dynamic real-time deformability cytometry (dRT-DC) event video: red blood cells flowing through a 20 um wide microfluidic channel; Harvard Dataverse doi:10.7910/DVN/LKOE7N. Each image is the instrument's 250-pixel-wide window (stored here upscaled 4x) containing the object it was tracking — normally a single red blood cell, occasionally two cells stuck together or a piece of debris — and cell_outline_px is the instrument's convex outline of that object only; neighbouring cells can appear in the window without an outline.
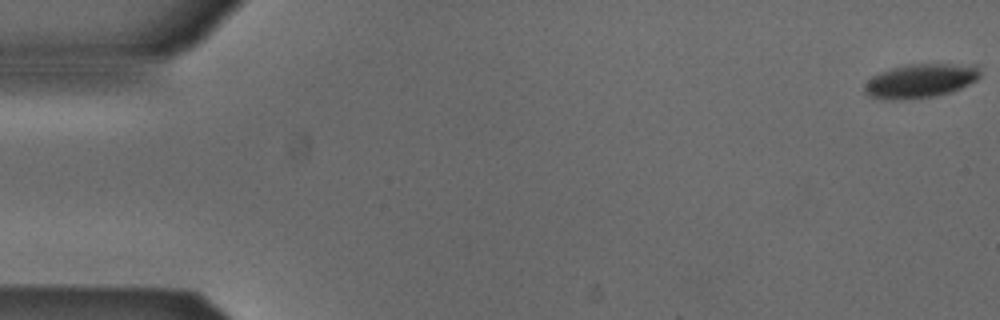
{"species": "Egyptian fruit bat (a non-hibernating species)", "species_latin": "Rousettus aegyptiacus", "temperature_condition": "cold", "stored_images_in_passage": 54, "camera_frame_rate_fps": 3000, "um_per_image_px": 0.085, "animal": {"sex": "male"}, "frame": {"image": 1, "passage_image": 1, "time_ms": 0.0, "image_size_px": [1000, 320], "cell_outline_px": [[980, 76], [976, 80], [952, 92], [932, 96], [900, 100], [884, 100], [868, 96], [864, 92], [864, 84], [872, 76], [880, 72], [904, 64], [976, 64], [980, 72]], "centroid_in_image_um": [78.21, 6.87], "position_along_channel_um": 6.8, "area_um2": 23.06}}
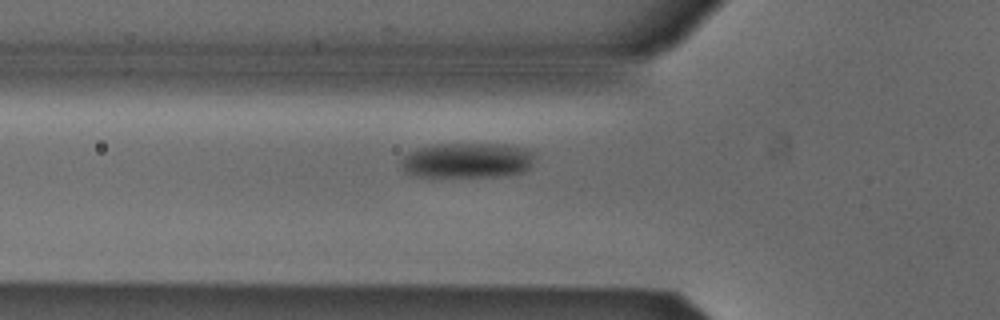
{"frame": {"image": 2, "passage_image": 19, "time_ms": 6.0, "image_size_px": [1000, 320], "cell_outline_px": [[532, 164], [524, 172], [508, 176], [416, 176], [404, 172], [400, 164], [400, 160], [408, 152], [416, 148], [432, 144], [508, 144], [524, 148], [532, 152]], "centroid_in_image_um": [39.68, 13.63], "position_along_channel_um": 86.1, "area_um2": 27.57}}
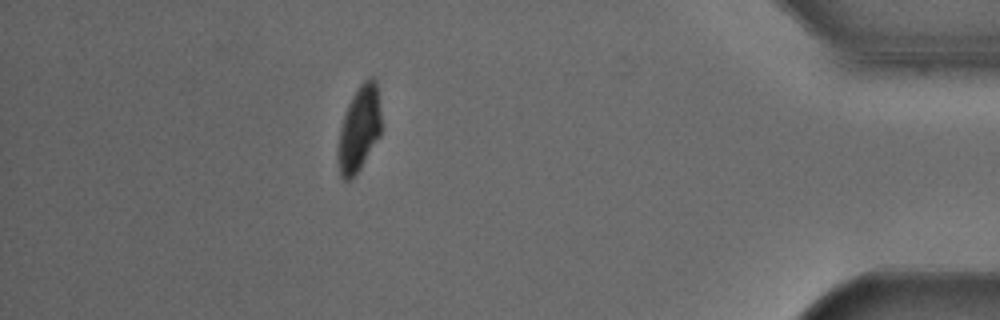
{"frame": {"image": 3, "passage_image": 48, "time_ms": 15.667, "image_size_px": [1000, 320], "cell_outline_px": [[380, 136], [360, 168], [348, 180], [344, 180], [340, 176], [336, 160], [336, 152], [340, 128], [344, 112], [352, 96], [360, 84], [368, 76], [372, 76], [376, 80], [380, 112]], "centroid_in_image_um": [30.49, 10.95], "position_along_channel_um": 404.7, "area_um2": 21.68}, "authors_computed_cell_mechanics": {"area_um2": 25.0563, "velocity_mm_per_s": 3.8075, "shape_relaxation_time_tau1_ms": 3.2089, "shape_relaxation_time_tau2_ms": null, "deformation_change_tau1": 0.0952, "deformation_change_tau2": null}}